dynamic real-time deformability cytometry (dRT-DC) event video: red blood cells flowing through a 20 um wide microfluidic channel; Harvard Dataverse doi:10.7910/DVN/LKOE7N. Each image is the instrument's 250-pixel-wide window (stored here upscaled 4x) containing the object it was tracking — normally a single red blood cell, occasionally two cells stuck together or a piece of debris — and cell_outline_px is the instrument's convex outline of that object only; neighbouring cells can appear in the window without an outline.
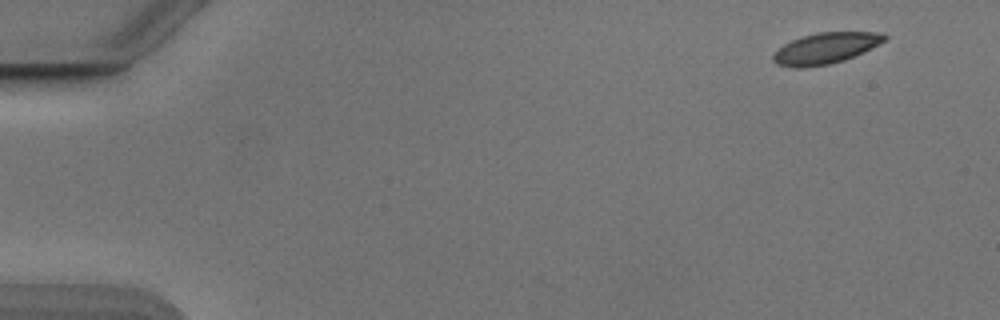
{"species": "Egyptian fruit bat (a non-hibernating species)", "species_latin": "Rousettus aegyptiacus", "temperature_condition": "cold", "stored_images_in_passage": 51, "camera_frame_rate_fps": 3000, "um_per_image_px": 0.085, "animal": {"sex": "male"}, "frame": {"image": 1, "passage_image": 1, "time_ms": 0.0, "image_size_px": [1000, 320], "cell_outline_px": [[888, 36], [884, 40], [864, 52], [844, 60], [828, 64], [804, 68], [796, 68], [776, 64], [772, 60], [772, 56], [784, 44], [792, 40], [816, 32], [880, 32]], "centroid_in_image_um": [70.16, 4.1], "position_along_channel_um": 14.8, "area_um2": 19.94}}
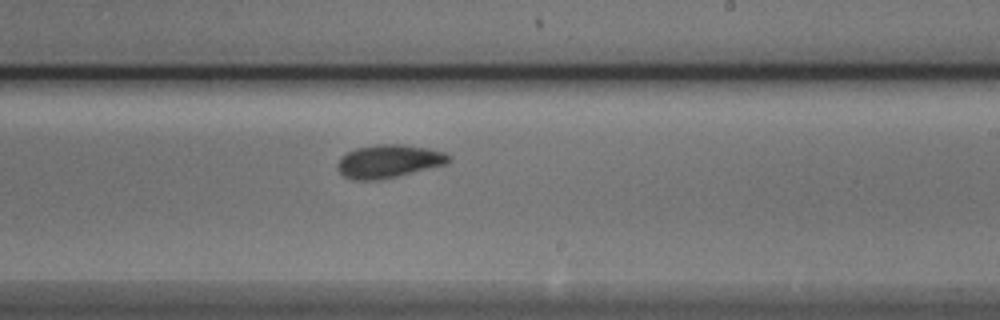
{"frame": {"image": 2, "passage_image": 30, "time_ms": 9.667, "image_size_px": [1000, 320], "cell_outline_px": [[452, 160], [448, 164], [380, 180], [352, 180], [344, 176], [336, 168], [336, 164], [340, 156], [356, 148], [376, 144], [404, 144], [428, 148], [444, 152], [452, 156]], "centroid_in_image_um": [33.05, 13.7], "position_along_channel_um": 255.9, "area_um2": 21.85}}
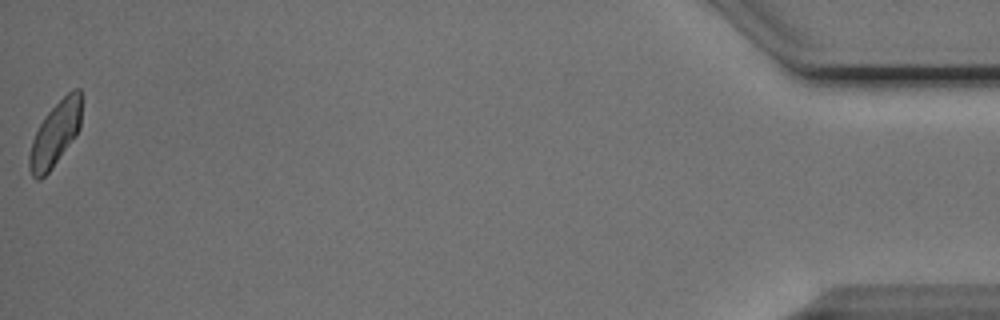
{"frame": {"image": 3, "passage_image": 51, "time_ms": 16.667, "image_size_px": [1000, 320], "cell_outline_px": [[80, 128], [76, 136], [52, 168], [40, 180], [36, 180], [32, 176], [28, 168], [28, 156], [32, 140], [44, 116], [72, 88], [80, 88]], "centroid_in_image_um": [4.67, 11.42], "position_along_channel_um": 430.5, "area_um2": 19.48}, "authors_computed_cell_mechanics": {"area_um2": 20.9814, "velocity_mm_per_s": 3.8367, "shape_relaxation_time_tau1_ms": 2.5958, "shape_relaxation_time_tau2_ms": 1.8485, "deformation_change_tau1": 0.1009, "deformation_change_tau2": 0.0747}}